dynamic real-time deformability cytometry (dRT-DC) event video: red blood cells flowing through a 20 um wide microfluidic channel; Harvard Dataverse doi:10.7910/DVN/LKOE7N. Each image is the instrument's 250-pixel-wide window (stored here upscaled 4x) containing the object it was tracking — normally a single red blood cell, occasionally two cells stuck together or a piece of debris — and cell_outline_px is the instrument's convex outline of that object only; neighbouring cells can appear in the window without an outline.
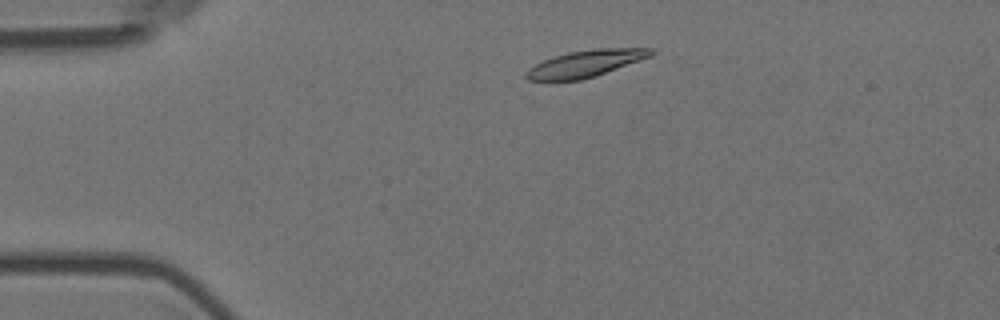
{"species": "Egyptian fruit bat (a non-hibernating species)", "species_latin": "Rousettus aegyptiacus", "temperature_condition": "room temperature", "stored_images_in_passage": 46, "camera_frame_rate_fps": 3000, "um_per_image_px": 0.085, "animal": {"sex": "female"}, "frame": {"image": 1, "passage_image": 1, "time_ms": 0.0, "image_size_px": [1000, 320], "cell_outline_px": [[656, 52], [652, 56], [596, 76], [580, 80], [552, 84], [548, 84], [528, 80], [524, 76], [524, 72], [528, 68], [544, 60], [568, 52], [596, 48], [652, 48]], "centroid_in_image_um": [49.68, 5.46], "position_along_channel_um": 35.3, "area_um2": 20.29}}
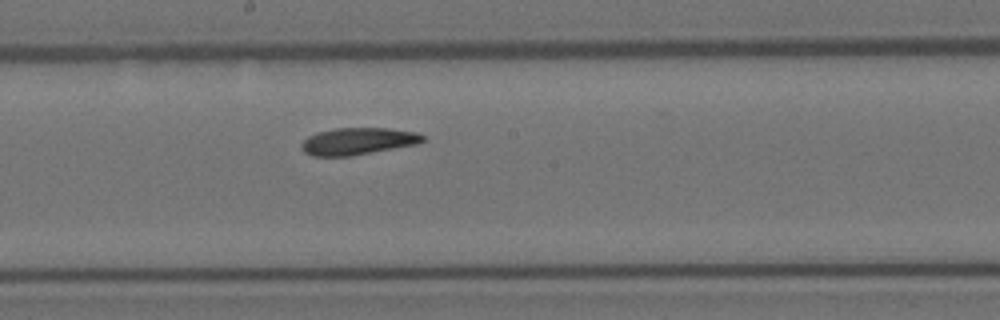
{"frame": {"image": 2, "passage_image": 20, "time_ms": 6.333, "image_size_px": [1000, 320], "cell_outline_px": [[424, 140], [416, 144], [352, 156], [312, 156], [304, 152], [300, 148], [300, 144], [308, 136], [316, 132], [336, 128], [388, 128], [416, 132], [424, 136]], "centroid_in_image_um": [30.37, 12.0], "position_along_channel_um": 217.8, "area_um2": 19.13}}
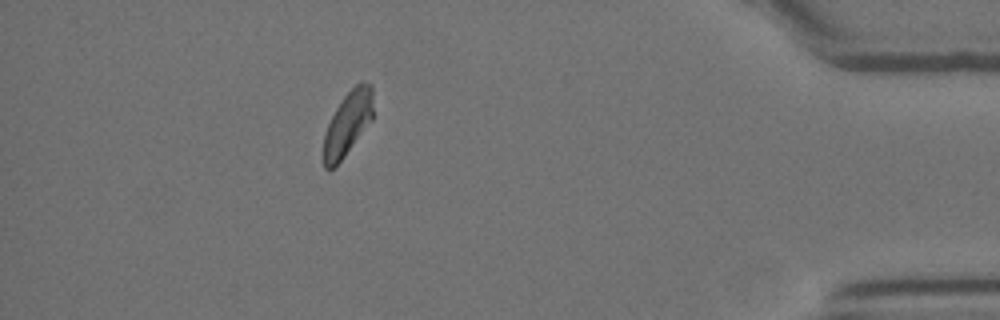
{"frame": {"image": 3, "passage_image": 40, "time_ms": 13.0, "image_size_px": [1000, 320], "cell_outline_px": [[372, 120], [336, 168], [328, 172], [324, 168], [324, 132], [336, 108], [344, 96], [360, 80], [372, 84]], "centroid_in_image_um": [29.54, 10.54], "position_along_channel_um": 405.7, "area_um2": 18.61}, "authors_computed_cell_mechanics": {"area_um2": 19.5075, "velocity_mm_per_s": 3.5388, "shape_relaxation_time_tau1_ms": 5.1857, "shape_relaxation_time_tau2_ms": null, "deformation_change_tau1": 0.1455, "deformation_change_tau2": null}}